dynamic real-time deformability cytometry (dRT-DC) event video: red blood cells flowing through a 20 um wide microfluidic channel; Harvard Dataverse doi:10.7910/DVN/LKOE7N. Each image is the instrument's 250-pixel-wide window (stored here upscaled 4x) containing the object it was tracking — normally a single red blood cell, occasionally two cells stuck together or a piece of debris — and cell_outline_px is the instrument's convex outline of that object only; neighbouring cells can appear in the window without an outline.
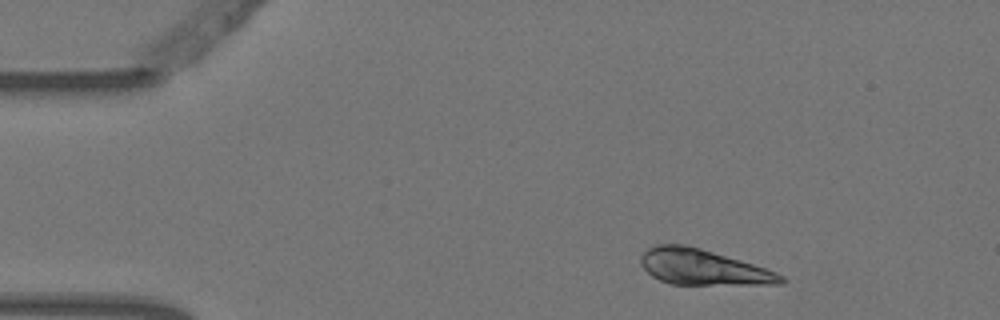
{"species": "Egyptian fruit bat (a non-hibernating species)", "species_latin": "Rousettus aegyptiacus", "temperature_condition": "warm", "stored_images_in_passage": 4, "camera_frame_rate_fps": 3000, "um_per_image_px": 0.085, "animal": {"sex": "female"}, "frame": {"image": 1, "passage_image": 1, "time_ms": 0.0, "image_size_px": [1000, 320], "cell_outline_px": [[788, 280], [784, 284], [672, 284], [660, 280], [652, 276], [640, 264], [640, 256], [648, 248], [656, 244], [684, 244], [700, 248], [740, 260], [776, 272], [784, 276]], "centroid_in_image_um": [59.74, 22.71], "position_along_channel_um": 25.3, "area_um2": 28.84}}
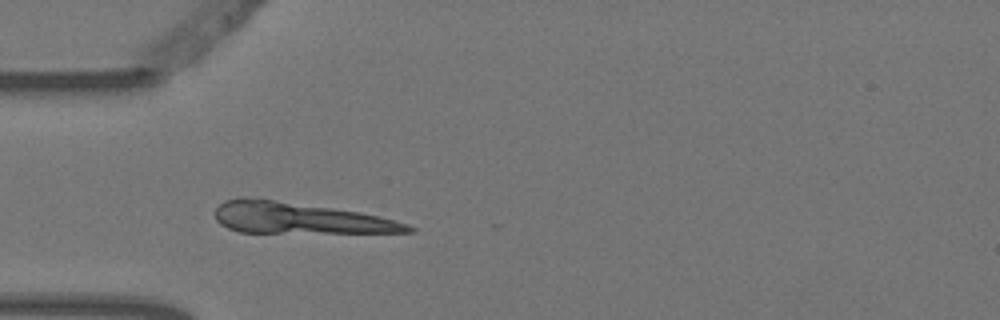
{"frame": {"image": 2, "passage_image": 3, "time_ms": 0.667, "image_size_px": [1000, 320], "cell_outline_px": [[416, 232], [240, 232], [228, 228], [220, 224], [216, 220], [216, 208], [224, 200], [240, 196], [248, 196], [360, 212], [380, 216], [408, 224], [416, 228]], "centroid_in_image_um": [25.41, 18.53], "position_along_channel_um": 59.6, "area_um2": 34.85}}